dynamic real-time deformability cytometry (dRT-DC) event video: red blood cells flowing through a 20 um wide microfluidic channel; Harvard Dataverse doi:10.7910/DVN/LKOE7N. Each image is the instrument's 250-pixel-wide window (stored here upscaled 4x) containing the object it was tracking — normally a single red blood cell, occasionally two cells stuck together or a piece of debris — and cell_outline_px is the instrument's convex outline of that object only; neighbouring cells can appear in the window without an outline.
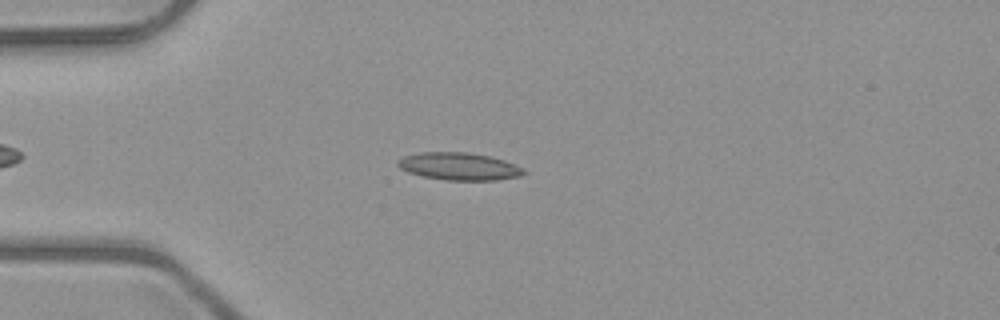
{"species": "common noctule bat (a hibernating species)", "species_latin": "Nyctalus noctula", "temperature_condition": "room temperature", "stored_images_in_passage": 44, "camera_frame_rate_fps": 3000, "um_per_image_px": 0.085, "animal": {"sex": "male", "body_mass_g": 23.1, "forearm_length_mm": 52.7}, "frame": {"image": 1, "passage_image": 12, "time_ms": 3.667, "image_size_px": [1000, 320], "cell_outline_px": [[528, 172], [520, 176], [496, 180], [448, 180], [420, 176], [408, 172], [400, 168], [396, 164], [396, 160], [404, 156], [420, 152], [468, 152], [488, 156], [504, 160], [524, 168]], "centroid_in_image_um": [39.01, 14.14], "position_along_channel_um": 46.0, "area_um2": 20.29}}
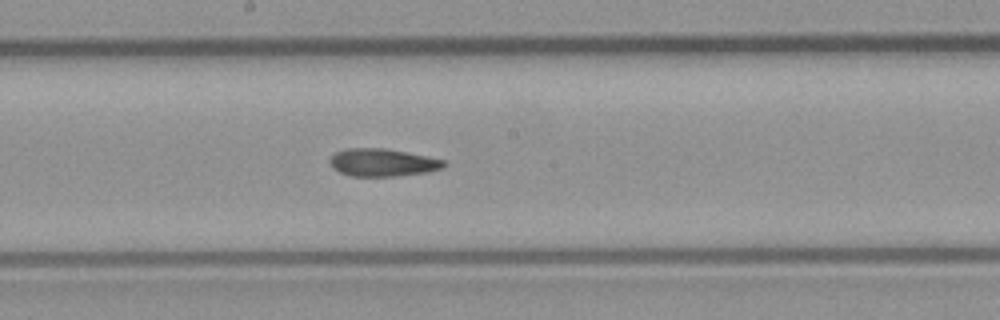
{"frame": {"image": 2, "passage_image": 26, "time_ms": 8.333, "image_size_px": [1000, 320], "cell_outline_px": [[448, 164], [444, 168], [428, 172], [392, 176], [352, 176], [340, 172], [332, 168], [328, 160], [336, 152], [344, 148], [384, 148], [408, 152], [428, 156], [444, 160]], "centroid_in_image_um": [32.53, 13.8], "position_along_channel_um": 215.7, "area_um2": 18.55}}
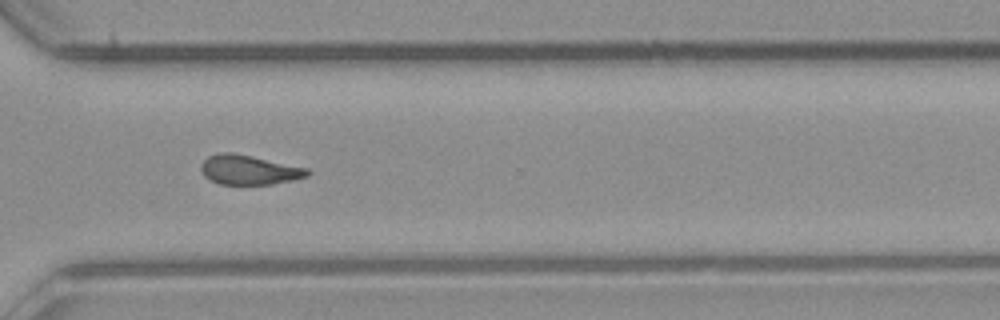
{"frame": {"image": 3, "passage_image": 36, "time_ms": 11.667, "image_size_px": [1000, 320], "cell_outline_px": [[312, 172], [308, 176], [292, 180], [272, 184], [220, 184], [208, 180], [204, 176], [200, 168], [200, 164], [208, 156], [220, 152], [232, 152], [252, 156], [308, 168]], "centroid_in_image_um": [21.15, 14.43], "position_along_channel_um": 349.5, "area_um2": 18.44}, "authors_computed_cell_mechanics": {"area_um2": 18.5827, "velocity_mm_per_s": 4.029, "shape_relaxation_time_tau1_ms": null, "shape_relaxation_time_tau2_ms": 5.9139, "deformation_change_tau1": null, "deformation_change_tau2": 0.1443}}